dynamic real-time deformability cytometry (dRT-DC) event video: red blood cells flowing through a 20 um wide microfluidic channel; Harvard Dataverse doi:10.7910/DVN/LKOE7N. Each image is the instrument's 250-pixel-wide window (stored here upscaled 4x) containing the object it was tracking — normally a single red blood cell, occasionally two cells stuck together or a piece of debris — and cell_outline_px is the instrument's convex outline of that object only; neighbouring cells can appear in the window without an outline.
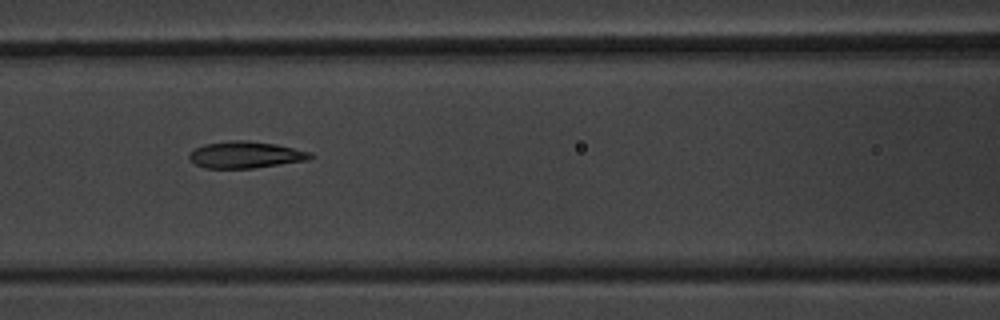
{"species": "common noctule bat (a hibernating species)", "species_latin": "Nyctalus noctula", "temperature_condition": "warm", "stored_images_in_passage": 5, "camera_frame_rate_fps": 3000, "um_per_image_px": 0.085, "animal": {"sex": "male", "body_mass_g": 20.1, "forearm_length_mm": 53.5}, "frame": {"image": 1, "passage_image": 4, "time_ms": 3.333, "image_size_px": [1000, 320], "cell_outline_px": [[312, 156], [308, 160], [252, 168], [204, 168], [196, 164], [188, 156], [196, 148], [204, 144], [232, 140], [248, 140], [276, 144], [312, 152]], "centroid_in_image_um": [20.89, 13.15], "position_along_channel_um": 145.7, "area_um2": 18.67}}
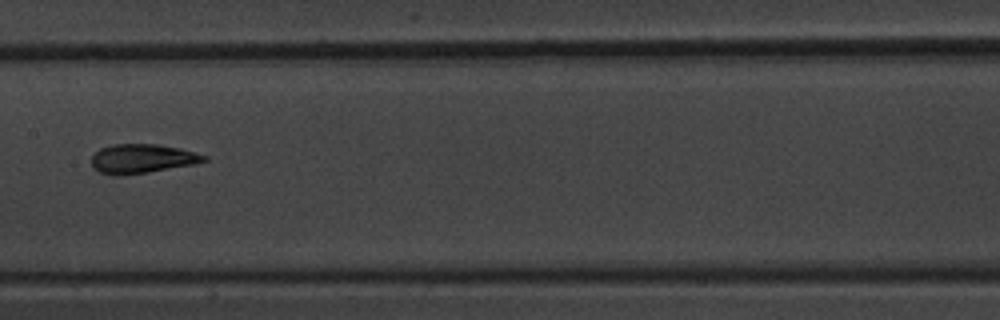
{"frame": {"image": 2, "passage_image": 5, "time_ms": 4.667, "image_size_px": [1000, 320], "cell_outline_px": [[208, 160], [192, 164], [148, 172], [120, 176], [112, 176], [100, 172], [92, 168], [92, 156], [100, 148], [112, 144], [156, 144], [180, 148], [196, 152], [208, 156]], "centroid_in_image_um": [12.05, 13.49], "position_along_channel_um": 195.3, "area_um2": 19.19}}